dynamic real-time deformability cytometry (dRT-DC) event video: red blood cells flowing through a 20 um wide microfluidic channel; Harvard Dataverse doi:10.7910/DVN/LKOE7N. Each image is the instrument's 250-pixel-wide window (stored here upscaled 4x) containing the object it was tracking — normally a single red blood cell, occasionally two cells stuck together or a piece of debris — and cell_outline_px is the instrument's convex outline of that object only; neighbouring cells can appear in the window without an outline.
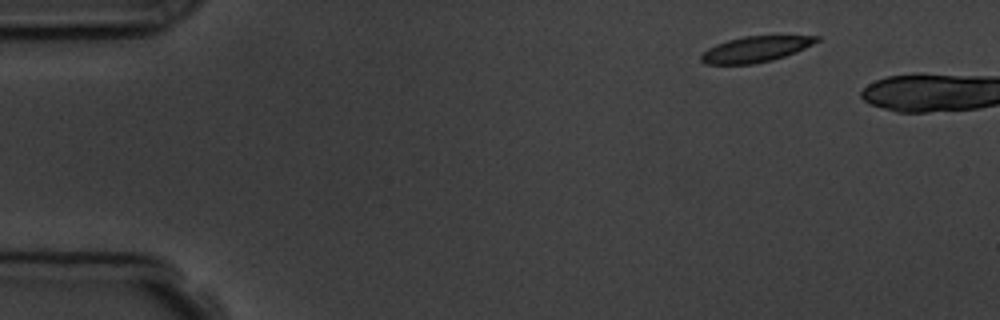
{"species": "common noctule bat (a hibernating species)", "species_latin": "Nyctalus noctula", "temperature_condition": "room temperature", "stored_images_in_passage": 4, "camera_frame_rate_fps": 3000, "um_per_image_px": 0.085, "animal": {"sex": "male", "body_mass_g": 19.5, "forearm_length_mm": 54.6}, "frame": {"image": 1, "passage_image": 4, "time_ms": 4.333, "image_size_px": [1000, 320], "cell_outline_px": [[820, 40], [796, 52], [772, 60], [752, 64], [704, 64], [700, 60], [700, 56], [708, 48], [716, 44], [728, 40], [744, 36], [820, 36]], "centroid_in_image_um": [64.19, 4.18], "position_along_channel_um": 20.8, "area_um2": 17.17}}